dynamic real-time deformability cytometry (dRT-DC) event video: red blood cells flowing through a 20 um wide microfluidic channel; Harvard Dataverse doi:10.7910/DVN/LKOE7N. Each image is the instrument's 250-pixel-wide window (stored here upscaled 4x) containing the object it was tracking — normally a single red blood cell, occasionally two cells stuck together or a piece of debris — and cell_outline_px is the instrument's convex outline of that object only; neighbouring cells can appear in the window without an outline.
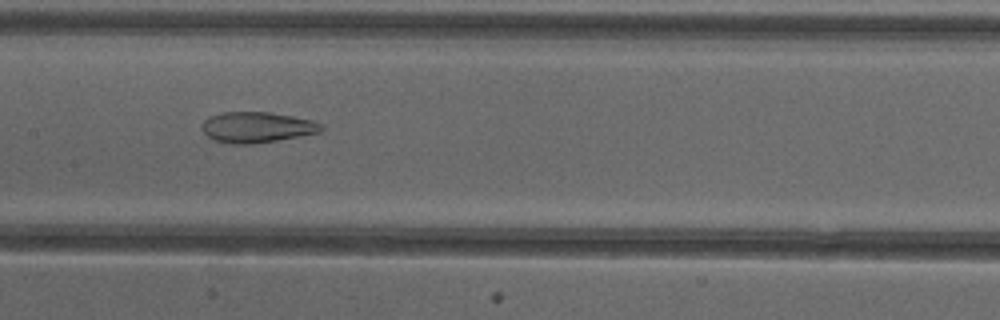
{"species": "common noctule bat (a hibernating species)", "species_latin": "Nyctalus noctula", "temperature_condition": "cold", "stored_images_in_passage": 40, "camera_frame_rate_fps": 3000, "um_per_image_px": 0.085, "animal": {"sex": "female"}, "frame": {"image": 1, "passage_image": 14, "time_ms": 4.333, "image_size_px": [1000, 320], "cell_outline_px": [[324, 128], [320, 132], [300, 136], [252, 144], [228, 144], [212, 140], [204, 132], [204, 120], [208, 116], [220, 112], [268, 112], [292, 116], [312, 120], [324, 124]], "centroid_in_image_um": [21.84, 10.82], "position_along_channel_um": 185.6, "area_um2": 21.39}}
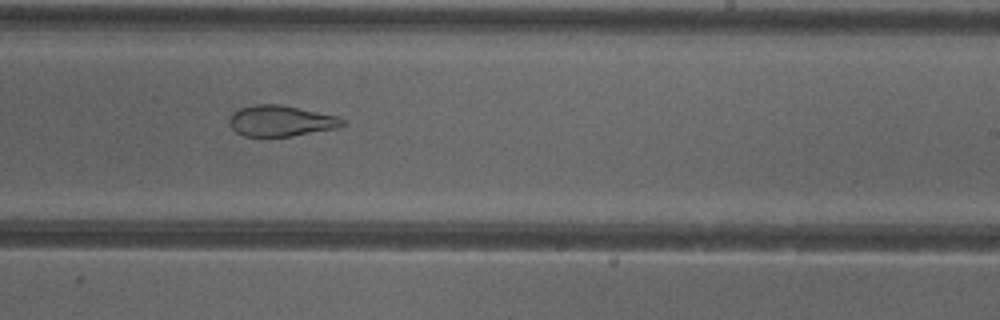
{"frame": {"image": 2, "passage_image": 20, "time_ms": 6.333, "image_size_px": [1000, 320], "cell_outline_px": [[348, 124], [336, 128], [292, 136], [244, 136], [236, 132], [232, 128], [228, 120], [232, 112], [240, 108], [256, 104], [280, 104], [336, 116], [344, 120]], "centroid_in_image_um": [23.85, 10.27], "position_along_channel_um": 265.1, "area_um2": 20.29}}
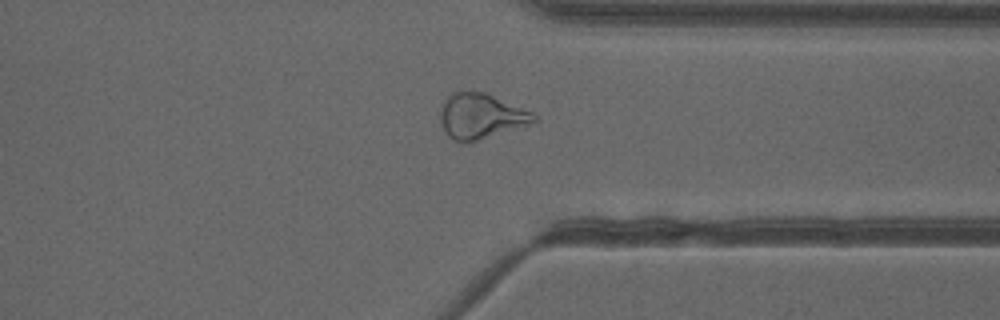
{"frame": {"image": 3, "passage_image": 28, "time_ms": 9.0, "image_size_px": [1000, 320], "cell_outline_px": [[540, 120], [536, 124], [472, 144], [456, 140], [448, 136], [444, 132], [440, 124], [440, 104], [452, 92], [484, 92], [532, 112]], "centroid_in_image_um": [40.92, 9.93], "position_along_channel_um": 370.5, "area_um2": 25.61}, "authors_computed_cell_mechanics": {"area_um2": 25.5765, "velocity_mm_per_s": 4.0023, "shape_relaxation_time_tau1_ms": null, "shape_relaxation_time_tau2_ms": 2.2014, "deformation_change_tau1": null, "deformation_change_tau2": 0.109}}